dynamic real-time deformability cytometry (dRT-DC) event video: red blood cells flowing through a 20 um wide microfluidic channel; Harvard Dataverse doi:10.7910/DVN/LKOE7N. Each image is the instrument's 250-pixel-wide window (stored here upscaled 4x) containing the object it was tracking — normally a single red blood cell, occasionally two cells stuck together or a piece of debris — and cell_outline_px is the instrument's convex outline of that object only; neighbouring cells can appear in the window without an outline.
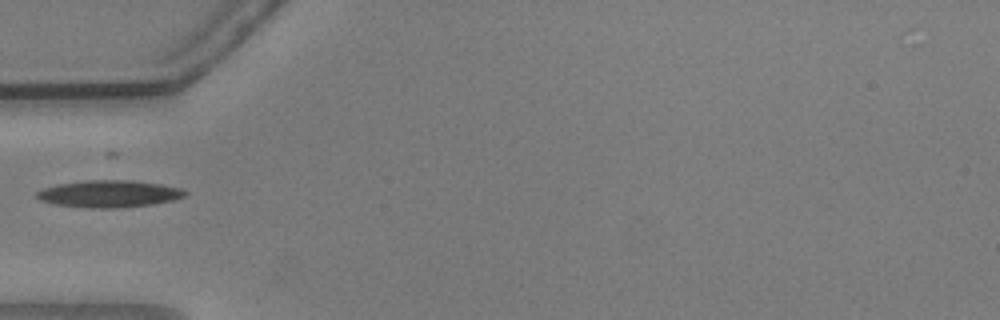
{"species": "common noctule bat (a hibernating species)", "species_latin": "Nyctalus noctula", "temperature_condition": "warm", "stored_images_in_passage": 15, "camera_frame_rate_fps": 3000, "um_per_image_px": 0.085, "animal": {"sex": "male", "body_mass_g": 20.5, "forearm_length_mm": 52.5}, "frame": {"image": 1, "passage_image": 1, "time_ms": 0.0, "image_size_px": [1000, 320], "cell_outline_px": [[188, 192], [184, 196], [172, 200], [152, 204], [116, 208], [88, 208], [56, 204], [40, 200], [36, 196], [36, 192], [44, 188], [56, 184], [84, 180], [132, 180], [160, 184], [180, 188]], "centroid_in_image_um": [9.25, 16.46], "position_along_channel_um": 75.8, "area_um2": 23.29}}
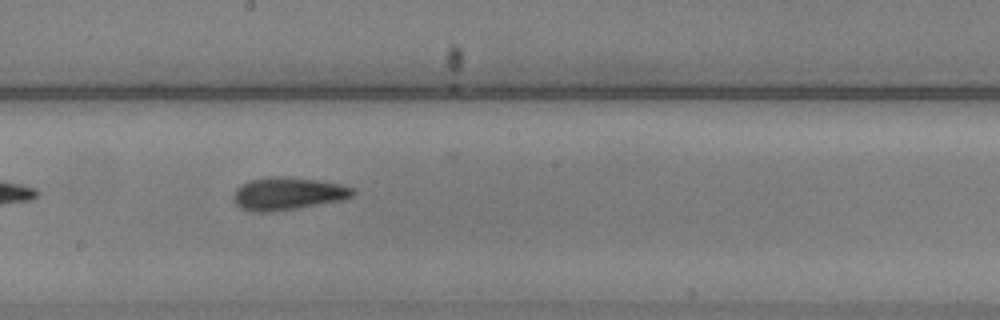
{"frame": {"image": 2, "passage_image": 13, "time_ms": 4.0, "image_size_px": [1000, 320], "cell_outline_px": [[356, 192], [352, 196], [344, 200], [272, 212], [252, 212], [240, 208], [236, 204], [232, 196], [236, 188], [252, 180], [268, 176], [284, 176], [316, 180], [340, 184], [356, 188]], "centroid_in_image_um": [24.48, 16.46], "position_along_channel_um": 223.7, "area_um2": 22.83}}